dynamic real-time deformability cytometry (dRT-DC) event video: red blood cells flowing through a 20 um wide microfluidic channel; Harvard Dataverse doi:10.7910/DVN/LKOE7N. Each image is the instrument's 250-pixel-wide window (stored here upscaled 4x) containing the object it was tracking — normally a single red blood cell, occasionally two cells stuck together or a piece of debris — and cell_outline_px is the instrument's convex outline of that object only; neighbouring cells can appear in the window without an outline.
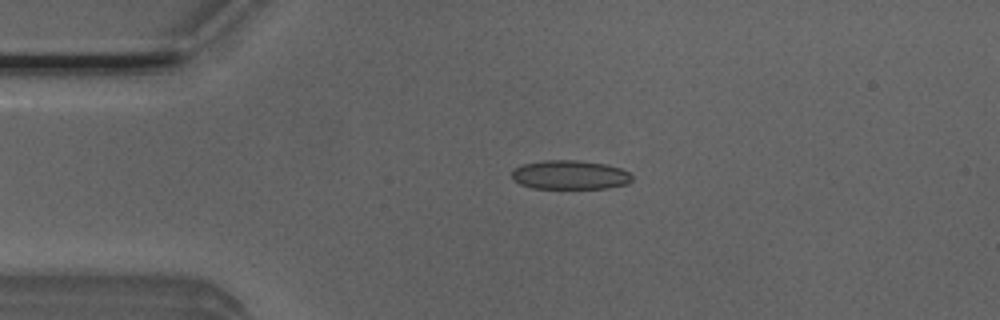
{"species": "Egyptian fruit bat (a non-hibernating species)", "species_latin": "Rousettus aegyptiacus", "temperature_condition": "room temperature", "stored_images_in_passage": 4, "camera_frame_rate_fps": 3000, "um_per_image_px": 0.085, "animal": {"sex": "male"}, "frame": {"image": 1, "passage_image": 3, "time_ms": 0.667, "image_size_px": [1000, 320], "cell_outline_px": [[632, 180], [628, 184], [608, 188], [532, 188], [520, 184], [512, 180], [512, 168], [524, 164], [544, 160], [576, 160], [608, 164], [620, 168], [628, 172], [632, 176]], "centroid_in_image_um": [48.44, 14.86], "position_along_channel_um": 36.6, "area_um2": 20.52}}